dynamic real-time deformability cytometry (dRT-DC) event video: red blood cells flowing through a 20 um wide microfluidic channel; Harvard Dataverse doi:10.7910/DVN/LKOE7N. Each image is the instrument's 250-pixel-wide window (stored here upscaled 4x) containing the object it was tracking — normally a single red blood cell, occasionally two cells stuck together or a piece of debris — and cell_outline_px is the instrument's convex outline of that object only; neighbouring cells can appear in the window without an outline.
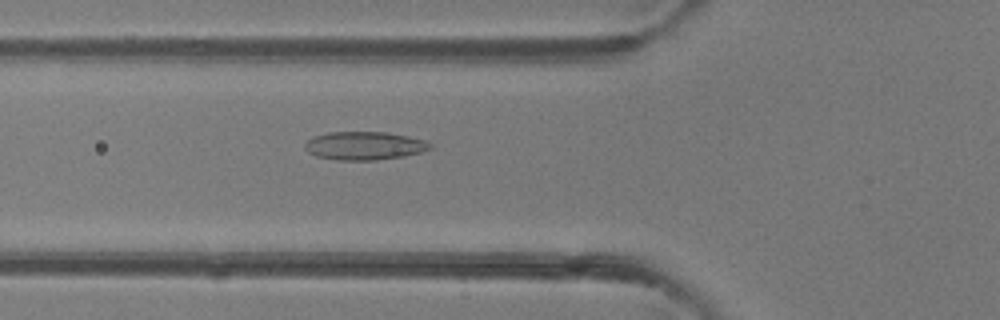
{"species": "common noctule bat (a hibernating species)", "species_latin": "Nyctalus noctula", "temperature_condition": "room temperature", "stored_images_in_passage": 47, "camera_frame_rate_fps": 3000, "um_per_image_px": 0.085, "animal": {"sex": "female"}, "frame": {"image": 1, "passage_image": 17, "time_ms": 5.333, "image_size_px": [1000, 320], "cell_outline_px": [[432, 148], [420, 152], [404, 156], [376, 160], [336, 160], [316, 156], [308, 152], [304, 148], [304, 144], [312, 136], [328, 132], [388, 132], [408, 136], [424, 140], [432, 144]], "centroid_in_image_um": [30.95, 12.38], "position_along_channel_um": 94.8, "area_um2": 20.75}}
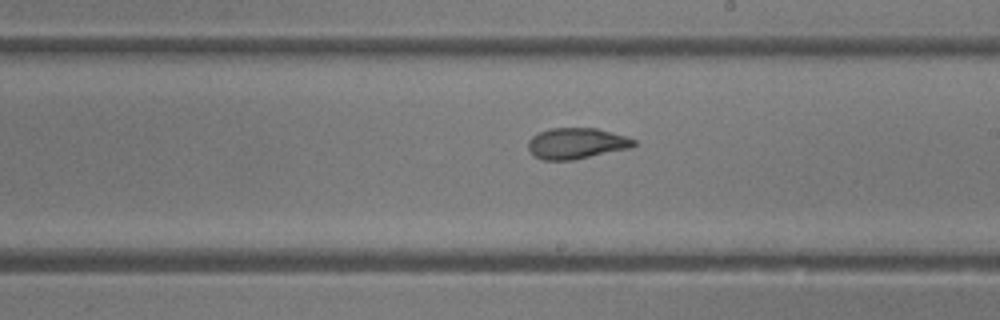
{"frame": {"image": 2, "passage_image": 27, "time_ms": 8.667, "image_size_px": [1000, 320], "cell_outline_px": [[636, 144], [632, 148], [572, 160], [544, 160], [532, 156], [528, 148], [528, 140], [532, 136], [548, 128], [596, 128], [624, 136], [636, 140]], "centroid_in_image_um": [48.97, 12.19], "position_along_channel_um": 240.0, "area_um2": 19.13}}
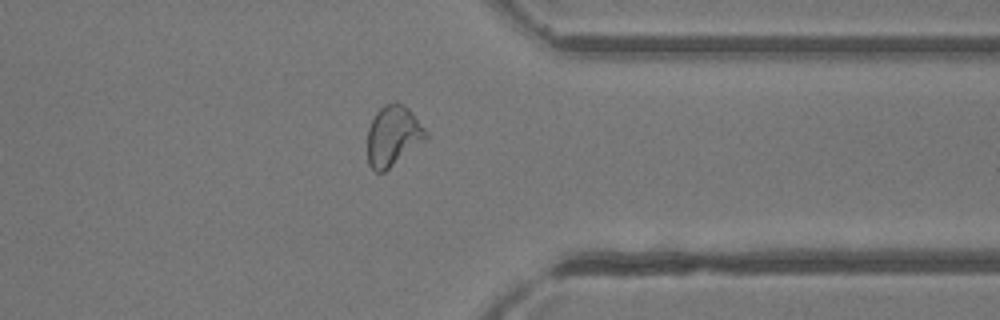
{"frame": {"image": 3, "passage_image": 37, "time_ms": 12.0, "image_size_px": [1000, 320], "cell_outline_px": [[428, 140], [384, 172], [376, 172], [368, 164], [368, 128], [376, 112], [384, 104], [396, 100], [404, 104], [408, 108], [428, 132]], "centroid_in_image_um": [33.44, 11.54], "position_along_channel_um": 378.0, "area_um2": 20.92}, "authors_computed_cell_mechanics": {"area_um2": 20.9236, "velocity_mm_per_s": 4.3446, "shape_relaxation_time_tau1_ms": 5.8044, "shape_relaxation_time_tau2_ms": 1.3961, "deformation_change_tau1": 0.1559, "deformation_change_tau2": 0.0671}}